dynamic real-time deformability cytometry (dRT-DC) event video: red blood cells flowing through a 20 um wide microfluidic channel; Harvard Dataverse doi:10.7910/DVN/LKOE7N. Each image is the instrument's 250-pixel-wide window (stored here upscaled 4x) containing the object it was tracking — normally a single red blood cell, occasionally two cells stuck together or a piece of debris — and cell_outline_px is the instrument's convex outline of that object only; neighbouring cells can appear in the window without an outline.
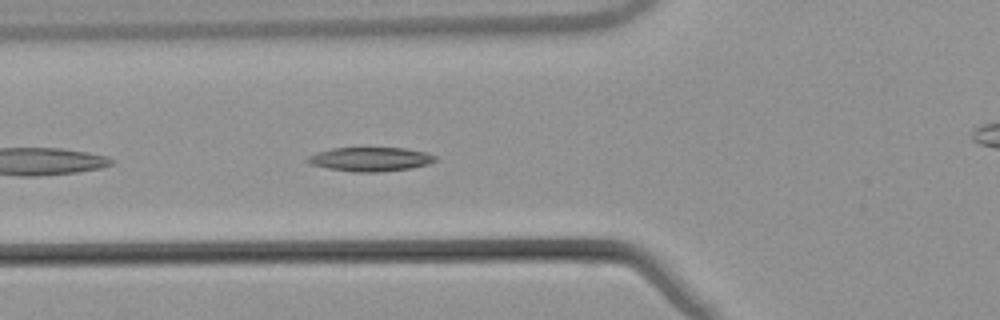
{"species": "common noctule bat (a hibernating species)", "species_latin": "Nyctalus noctula", "temperature_condition": "warm", "stored_images_in_passage": 8, "camera_frame_rate_fps": 3000, "um_per_image_px": 0.085, "animal": {"sex": "male", "body_mass_g": 21.5, "forearm_length_mm": 52.0}, "frame": {"image": 1, "passage_image": 5, "time_ms": 1.333, "image_size_px": [1000, 320], "cell_outline_px": [[436, 160], [428, 164], [412, 168], [380, 172], [352, 172], [328, 168], [312, 164], [304, 160], [308, 156], [316, 152], [332, 148], [404, 148], [428, 152], [436, 156]], "centroid_in_image_um": [31.49, 13.53], "position_along_channel_um": 94.3, "area_um2": 17.98}}